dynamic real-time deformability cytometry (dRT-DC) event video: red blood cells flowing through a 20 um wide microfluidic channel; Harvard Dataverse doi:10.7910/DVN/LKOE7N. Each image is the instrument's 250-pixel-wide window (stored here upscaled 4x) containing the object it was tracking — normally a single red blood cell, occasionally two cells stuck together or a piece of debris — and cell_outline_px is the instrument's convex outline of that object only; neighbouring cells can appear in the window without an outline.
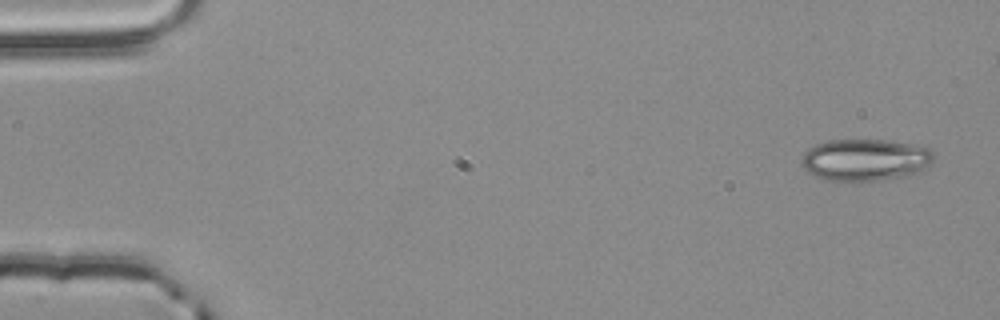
{"species": "common noctule bat (a hibernating species)", "species_latin": "Nyctalus noctula", "temperature_condition": "room temperature", "stored_images_in_passage": 4, "camera_frame_rate_fps": 3000, "um_per_image_px": 0.085, "animal": {"sex": "male", "body_mass_g": 20.4}, "frame": {"image": 1, "passage_image": 1, "time_ms": 0.0, "image_size_px": [1000, 320], "cell_outline_px": [[932, 160], [920, 172], [908, 176], [880, 180], [840, 184], [824, 180], [808, 172], [800, 164], [800, 160], [804, 152], [808, 148], [816, 144], [828, 140], [888, 140], [916, 144], [932, 148]], "centroid_in_image_um": [73.5, 13.62], "position_along_channel_um": 11.5, "area_um2": 33.29}}